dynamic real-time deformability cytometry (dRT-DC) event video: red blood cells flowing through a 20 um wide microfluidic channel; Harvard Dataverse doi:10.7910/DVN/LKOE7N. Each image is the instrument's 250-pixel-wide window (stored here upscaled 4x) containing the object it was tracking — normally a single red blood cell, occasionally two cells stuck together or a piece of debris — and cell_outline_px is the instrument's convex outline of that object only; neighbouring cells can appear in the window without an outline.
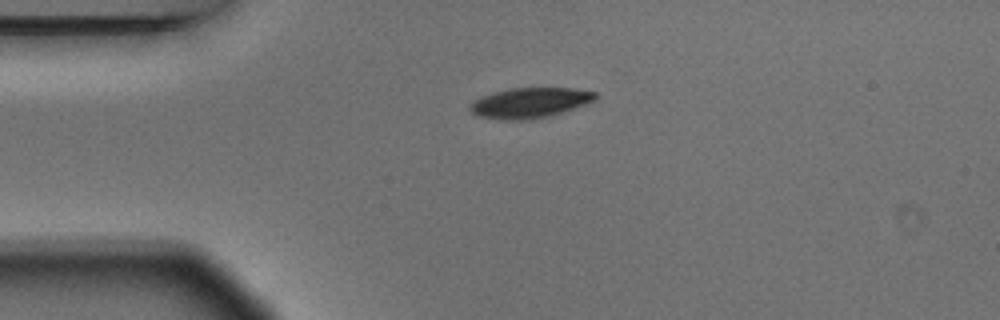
{"species": "Egyptian fruit bat (a non-hibernating species)", "species_latin": "Rousettus aegyptiacus", "temperature_condition": "warm", "stored_images_in_passage": 2, "camera_frame_rate_fps": 3000, "um_per_image_px": 0.085, "animal": {"sex": "male"}, "frame": {"image": 1, "passage_image": 1, "time_ms": 0.0, "image_size_px": [1000, 320], "cell_outline_px": [[600, 96], [596, 100], [548, 116], [532, 120], [500, 120], [476, 116], [468, 108], [480, 96], [512, 88], [572, 88], [596, 92]], "centroid_in_image_um": [45.03, 8.74], "position_along_channel_um": 40.0, "area_um2": 22.02}}